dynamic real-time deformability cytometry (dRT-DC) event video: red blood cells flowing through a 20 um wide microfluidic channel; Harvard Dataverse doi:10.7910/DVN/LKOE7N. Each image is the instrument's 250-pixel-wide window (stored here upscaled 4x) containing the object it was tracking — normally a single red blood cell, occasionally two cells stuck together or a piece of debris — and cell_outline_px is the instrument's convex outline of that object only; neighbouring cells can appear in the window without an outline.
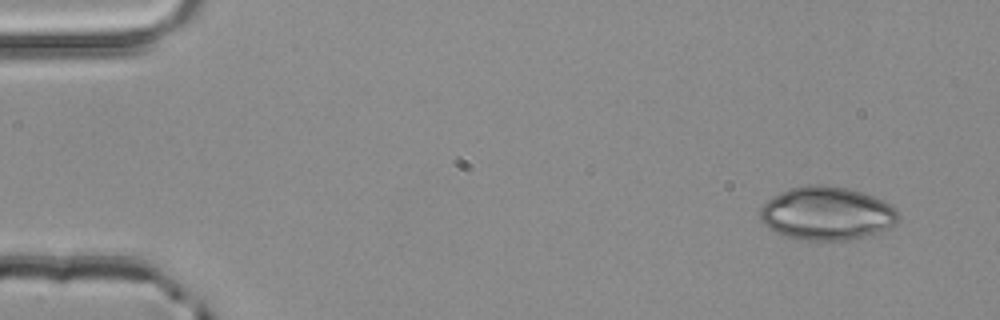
{"species": "common noctule bat (a hibernating species)", "species_latin": "Nyctalus noctula", "temperature_condition": "room temperature", "stored_images_in_passage": 3, "camera_frame_rate_fps": 3000, "um_per_image_px": 0.085, "animal": {"sex": "male", "body_mass_g": 20.4}, "frame": {"image": 1, "passage_image": 1, "time_ms": 0.0, "image_size_px": [1000, 320], "cell_outline_px": [[900, 216], [896, 224], [892, 228], [864, 236], [844, 240], [808, 240], [784, 236], [768, 228], [760, 220], [760, 208], [772, 196], [788, 188], [804, 184], [824, 184], [848, 188], [884, 200], [892, 204], [896, 208]], "centroid_in_image_um": [70.29, 18.12], "position_along_channel_um": 14.7, "area_um2": 43.41}}